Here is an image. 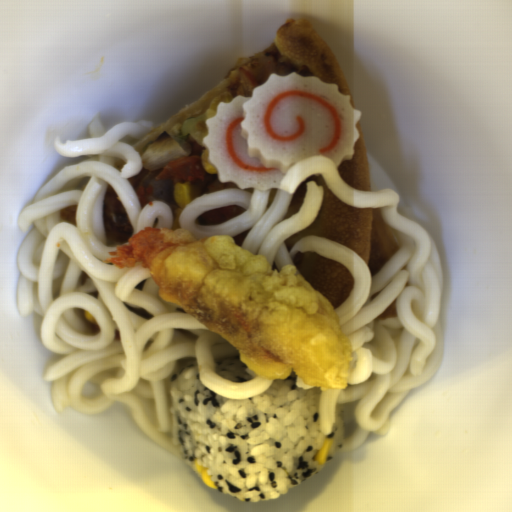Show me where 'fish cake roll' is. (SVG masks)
<instances>
[{"instance_id":"1","label":"fish cake roll","mask_w":512,"mask_h":512,"mask_svg":"<svg viewBox=\"0 0 512 512\" xmlns=\"http://www.w3.org/2000/svg\"><path fill=\"white\" fill-rule=\"evenodd\" d=\"M338 88L295 71L273 73L251 96L219 102L203 138L219 181L263 191L280 188L287 171L306 158L326 157L336 167L353 160L363 114Z\"/></svg>"}]
</instances>
